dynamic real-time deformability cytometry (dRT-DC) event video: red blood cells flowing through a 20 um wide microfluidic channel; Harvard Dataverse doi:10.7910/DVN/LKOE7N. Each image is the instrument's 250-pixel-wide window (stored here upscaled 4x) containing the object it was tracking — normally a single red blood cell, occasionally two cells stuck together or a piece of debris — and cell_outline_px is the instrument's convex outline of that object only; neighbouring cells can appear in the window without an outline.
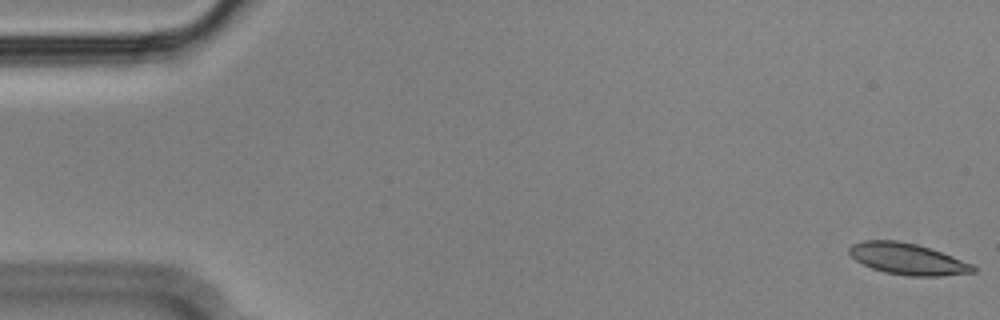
{"species": "Egyptian fruit bat (a non-hibernating species)", "species_latin": "Rousettus aegyptiacus", "temperature_condition": "cold", "stored_images_in_passage": 56, "camera_frame_rate_fps": 3000, "um_per_image_px": 0.085, "animal": {"sex": "male"}, "frame": {"image": 1, "passage_image": 1, "time_ms": 0.0, "image_size_px": [1000, 320], "cell_outline_px": [[976, 272], [940, 276], [908, 276], [884, 272], [872, 268], [856, 260], [848, 252], [848, 248], [852, 244], [864, 240], [896, 240], [916, 244], [952, 256], [972, 264], [976, 268]], "centroid_in_image_um": [77.13, 22.01], "position_along_channel_um": 7.9, "area_um2": 22.48}}
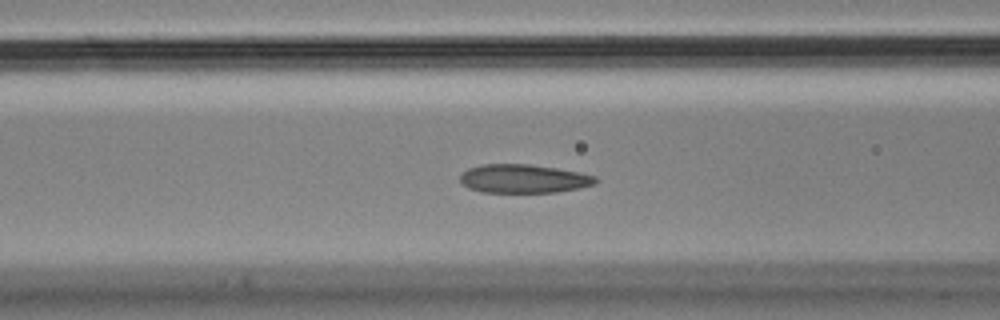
{"frame": {"image": 2, "passage_image": 22, "time_ms": 7.0, "image_size_px": [1000, 320], "cell_outline_px": [[600, 180], [596, 184], [556, 192], [480, 192], [468, 188], [460, 184], [460, 176], [468, 168], [480, 164], [528, 164], [556, 168], [596, 176]], "centroid_in_image_um": [44.47, 15.19], "position_along_channel_um": 122.1, "area_um2": 22.6}}
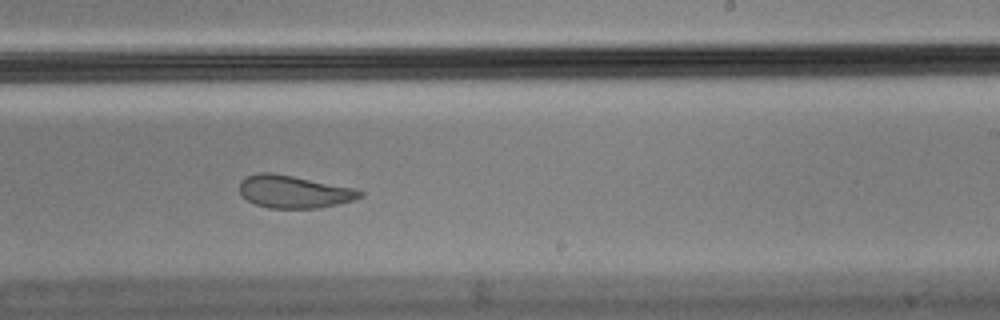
{"frame": {"image": 3, "passage_image": 34, "time_ms": 11.0, "image_size_px": [1000, 320], "cell_outline_px": [[364, 196], [352, 200], [320, 208], [268, 208], [256, 204], [248, 200], [240, 192], [240, 180], [244, 176], [260, 172], [272, 172], [352, 188], [364, 192]], "centroid_in_image_um": [24.95, 16.29], "position_along_channel_um": 264.1, "area_um2": 22.66}, "authors_computed_cell_mechanics": {"area_um2": 23.409, "velocity_mm_per_s": 3.5501, "shape_relaxation_time_tau1_ms": null, "shape_relaxation_time_tau2_ms": 1.6005, "deformation_change_tau1": null, "deformation_change_tau2": 0.0772}}